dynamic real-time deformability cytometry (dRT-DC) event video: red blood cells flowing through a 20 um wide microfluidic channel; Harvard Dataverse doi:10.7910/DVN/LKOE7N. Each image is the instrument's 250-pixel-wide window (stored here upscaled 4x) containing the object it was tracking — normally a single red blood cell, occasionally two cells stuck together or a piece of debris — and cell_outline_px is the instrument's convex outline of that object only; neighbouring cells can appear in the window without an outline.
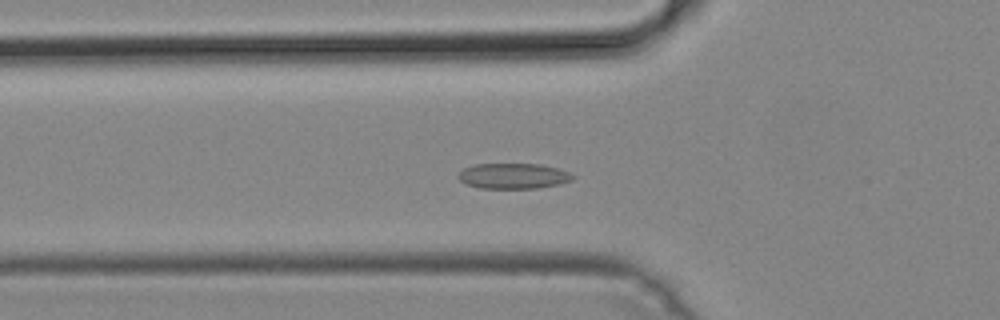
{"species": "common noctule bat (a hibernating species)", "species_latin": "Nyctalus noctula", "temperature_condition": "cold", "stored_images_in_passage": 50, "camera_frame_rate_fps": 3000, "um_per_image_px": 0.085, "animal": {"sex": "male", "body_mass_g": 19.2, "forearm_length_mm": 51.8}, "frame": {"image": 1, "passage_image": 17, "time_ms": 5.333, "image_size_px": [1000, 320], "cell_outline_px": [[576, 176], [572, 180], [560, 184], [536, 188], [480, 188], [464, 184], [456, 176], [464, 168], [472, 164], [540, 164], [560, 168]], "centroid_in_image_um": [43.63, 14.95], "position_along_channel_um": 82.2, "area_um2": 17.17}}
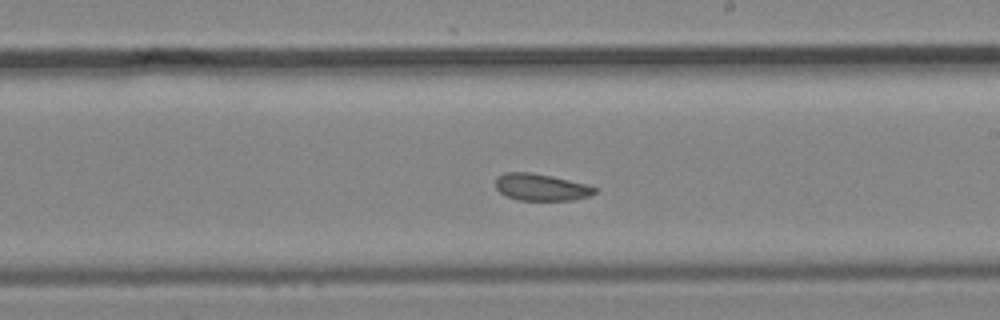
{"frame": {"image": 2, "passage_image": 29, "time_ms": 9.333, "image_size_px": [1000, 320], "cell_outline_px": [[600, 188], [596, 192], [588, 196], [572, 200], [520, 200], [504, 196], [496, 188], [496, 176], [504, 172], [528, 172], [552, 176], [588, 184]], "centroid_in_image_um": [46.0, 15.91], "position_along_channel_um": 243.0, "area_um2": 15.72}}
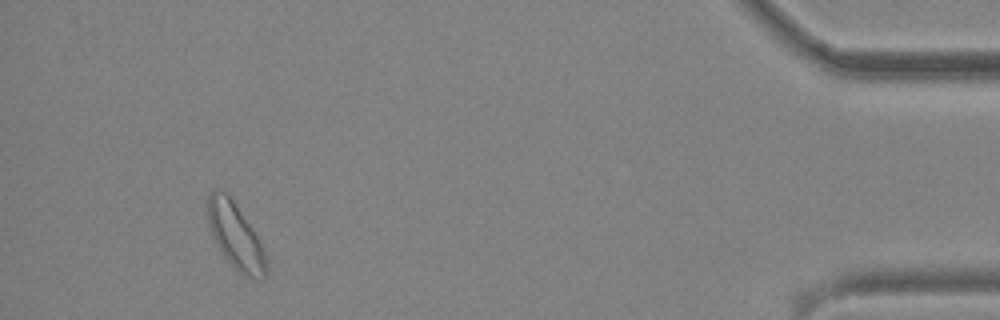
{"frame": {"image": 3, "passage_image": 47, "time_ms": 15.333, "image_size_px": [1000, 320], "cell_outline_px": [[268, 272], [260, 280], [248, 276], [240, 272], [224, 256], [216, 244], [212, 236], [208, 224], [208, 196], [212, 188], [216, 188], [224, 192], [232, 200], [252, 228], [264, 252]], "centroid_in_image_um": [19.99, 20.05], "position_along_channel_um": 415.2, "area_um2": 21.85}}